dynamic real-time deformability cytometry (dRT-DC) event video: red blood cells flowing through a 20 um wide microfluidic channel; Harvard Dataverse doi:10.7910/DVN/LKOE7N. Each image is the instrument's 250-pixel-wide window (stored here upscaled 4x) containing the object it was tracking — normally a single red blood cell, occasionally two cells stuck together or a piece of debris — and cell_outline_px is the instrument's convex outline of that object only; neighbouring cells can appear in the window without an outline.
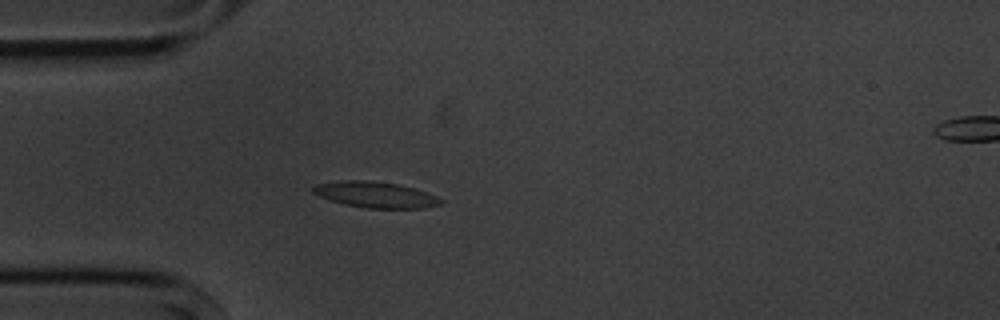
{"species": "common noctule bat (a hibernating species)", "species_latin": "Nyctalus noctula", "temperature_condition": "cold", "stored_images_in_passage": 5, "camera_frame_rate_fps": 3000, "um_per_image_px": 0.085, "animal": {"sex": "male", "body_mass_g": 20.1, "forearm_length_mm": 53.5}, "frame": {"image": 1, "passage_image": 4, "time_ms": 4.333, "image_size_px": [1000, 320], "cell_outline_px": [[444, 204], [424, 208], [368, 208], [344, 204], [320, 196], [312, 192], [312, 188], [316, 184], [340, 180], [368, 180], [396, 184], [412, 188], [436, 196], [444, 200]], "centroid_in_image_um": [31.92, 16.55], "position_along_channel_um": 53.1, "area_um2": 19.13}}